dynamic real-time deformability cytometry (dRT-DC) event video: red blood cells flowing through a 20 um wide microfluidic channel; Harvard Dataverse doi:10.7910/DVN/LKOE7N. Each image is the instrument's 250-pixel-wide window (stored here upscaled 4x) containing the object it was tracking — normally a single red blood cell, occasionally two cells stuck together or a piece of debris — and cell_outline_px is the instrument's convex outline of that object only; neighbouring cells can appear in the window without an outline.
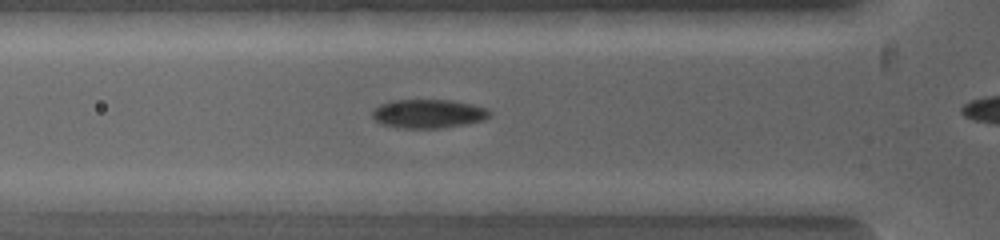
{"species": "common noctule bat (a hibernating species)", "species_latin": "Nyctalus noctula", "temperature_condition": "warm", "stored_images_in_passage": 5, "camera_frame_rate_fps": 5000, "um_per_image_px": 0.085, "animal": {"sex": "female", "body_mass_g": 19.0, "forearm_length_mm": 53.3}, "frame": {"image": 1, "passage_image": 3, "time_ms": 1.0, "image_size_px": [1000, 240], "cell_outline_px": [[492, 112], [484, 120], [464, 124], [440, 128], [396, 128], [380, 124], [372, 116], [372, 112], [380, 104], [392, 100], [452, 100], [472, 104], [484, 108]], "centroid_in_image_um": [36.38, 9.67], "position_along_channel_um": 89.4, "area_um2": 19.65}}